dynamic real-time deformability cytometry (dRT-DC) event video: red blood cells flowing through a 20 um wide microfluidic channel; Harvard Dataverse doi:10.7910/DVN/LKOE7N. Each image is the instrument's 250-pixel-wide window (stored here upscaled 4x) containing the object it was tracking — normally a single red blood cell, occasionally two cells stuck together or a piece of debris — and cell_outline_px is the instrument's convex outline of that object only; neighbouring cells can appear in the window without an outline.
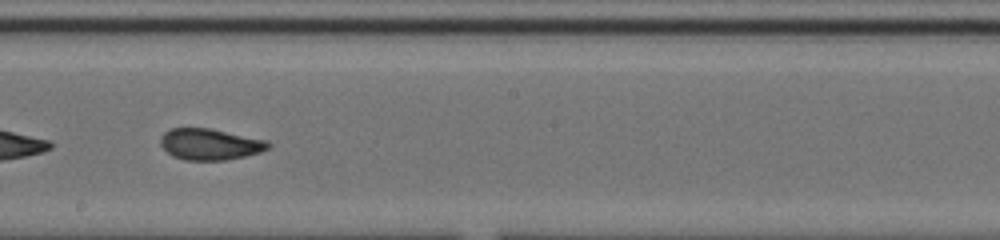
{"species": "common noctule bat (a hibernating species)", "species_latin": "Nyctalus noctula", "temperature_condition": "cold", "stored_images_in_passage": 21, "camera_frame_rate_fps": 3000, "um_per_image_px": 0.085, "animal": {"sex": "male", "body_mass_g": 20.0, "forearm_length_mm": 53.3}, "frame": {"image": 1, "passage_image": 18, "time_ms": 5.667, "image_size_px": [1000, 240], "cell_outline_px": [[272, 144], [268, 148], [260, 152], [244, 156], [224, 160], [184, 160], [172, 156], [160, 144], [160, 136], [164, 132], [172, 128], [208, 128], [268, 140]], "centroid_in_image_um": [17.84, 12.26], "position_along_channel_um": 230.4, "area_um2": 19.59}}